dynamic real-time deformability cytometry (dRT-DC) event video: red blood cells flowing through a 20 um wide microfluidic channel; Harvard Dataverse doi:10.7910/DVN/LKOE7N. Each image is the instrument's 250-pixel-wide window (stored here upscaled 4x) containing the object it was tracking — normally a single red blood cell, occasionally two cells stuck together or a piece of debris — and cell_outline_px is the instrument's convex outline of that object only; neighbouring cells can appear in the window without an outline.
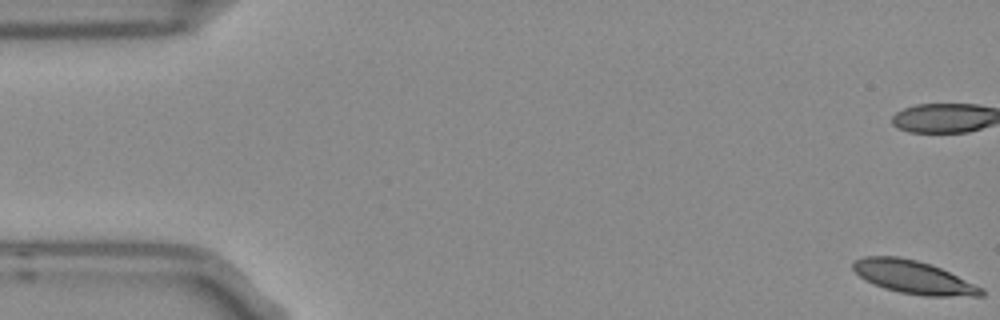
{"species": "Egyptian fruit bat (a non-hibernating species)", "species_latin": "Rousettus aegyptiacus", "temperature_condition": "room temperature", "stored_images_in_passage": 5, "camera_frame_rate_fps": 3000, "um_per_image_px": 0.085, "frame": {"image": 1, "passage_image": 1, "time_ms": 0.0, "image_size_px": [1000, 320], "cell_outline_px": [[984, 296], [924, 296], [900, 292], [884, 288], [872, 284], [864, 280], [852, 268], [852, 264], [856, 260], [864, 256], [896, 256], [916, 260], [940, 268], [984, 288]], "centroid_in_image_um": [77.64, 23.57], "position_along_channel_um": 7.4, "area_um2": 24.57}}